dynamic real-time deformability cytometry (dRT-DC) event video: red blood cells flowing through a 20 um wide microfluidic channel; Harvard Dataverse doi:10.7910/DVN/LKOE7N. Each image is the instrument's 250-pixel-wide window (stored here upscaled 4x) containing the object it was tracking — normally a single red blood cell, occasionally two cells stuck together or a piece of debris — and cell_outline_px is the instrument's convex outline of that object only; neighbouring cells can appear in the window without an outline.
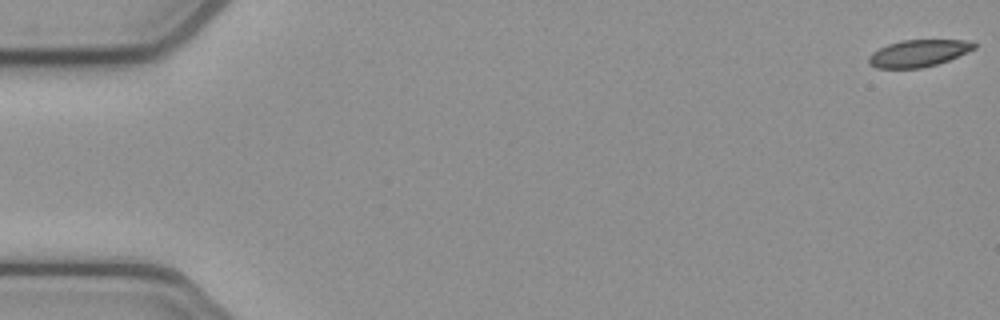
{"species": "common noctule bat (a hibernating species)", "species_latin": "Nyctalus noctula", "temperature_condition": "cold", "stored_images_in_passage": 52, "camera_frame_rate_fps": 3000, "um_per_image_px": 0.085, "animal": {"sex": "female", "body_mass_g": 21.9}, "frame": {"image": 1, "passage_image": 1, "time_ms": 0.0, "image_size_px": [1000, 320], "cell_outline_px": [[976, 48], [948, 60], [936, 64], [920, 68], [876, 68], [868, 64], [868, 56], [872, 52], [888, 44], [904, 40], [964, 40], [976, 44]], "centroid_in_image_um": [78.02, 4.53], "position_along_channel_um": 7.0, "area_um2": 16.42}}
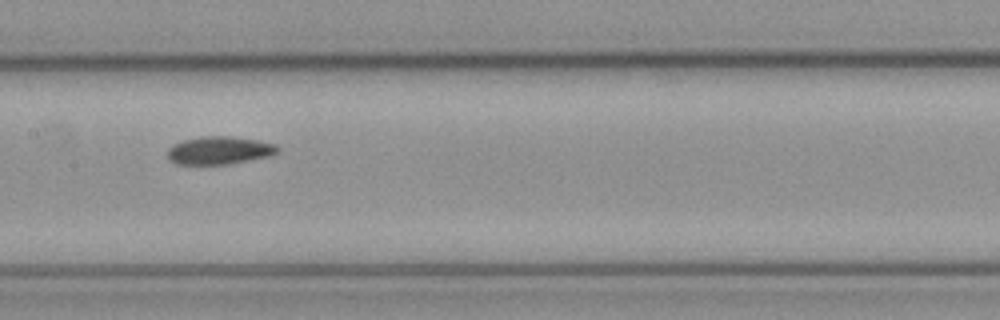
{"frame": {"image": 2, "passage_image": 27, "time_ms": 8.667, "image_size_px": [1000, 320], "cell_outline_px": [[280, 152], [272, 156], [228, 164], [176, 164], [168, 160], [168, 148], [172, 144], [184, 140], [200, 136], [228, 136], [256, 140], [276, 144], [280, 148]], "centroid_in_image_um": [18.66, 12.78], "position_along_channel_um": 188.7, "area_um2": 18.09}}
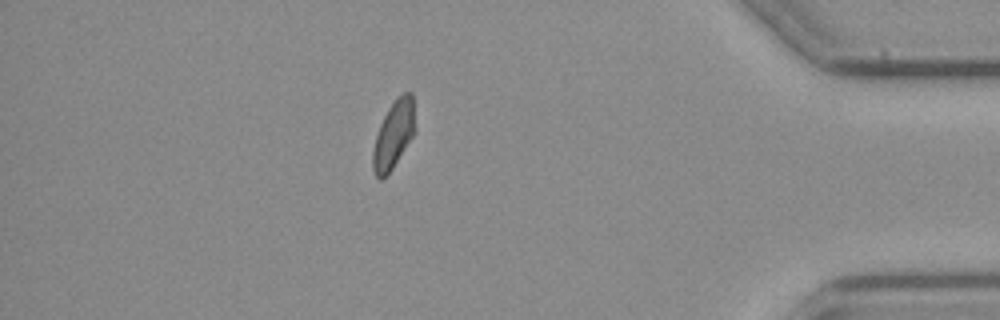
{"frame": {"image": 3, "passage_image": 47, "time_ms": 15.333, "image_size_px": [1000, 320], "cell_outline_px": [[416, 128], [412, 136], [392, 168], [380, 180], [376, 176], [372, 168], [372, 152], [376, 136], [380, 124], [388, 108], [396, 96], [400, 92], [412, 92]], "centroid_in_image_um": [33.46, 11.37], "position_along_channel_um": 401.7, "area_um2": 16.59}}